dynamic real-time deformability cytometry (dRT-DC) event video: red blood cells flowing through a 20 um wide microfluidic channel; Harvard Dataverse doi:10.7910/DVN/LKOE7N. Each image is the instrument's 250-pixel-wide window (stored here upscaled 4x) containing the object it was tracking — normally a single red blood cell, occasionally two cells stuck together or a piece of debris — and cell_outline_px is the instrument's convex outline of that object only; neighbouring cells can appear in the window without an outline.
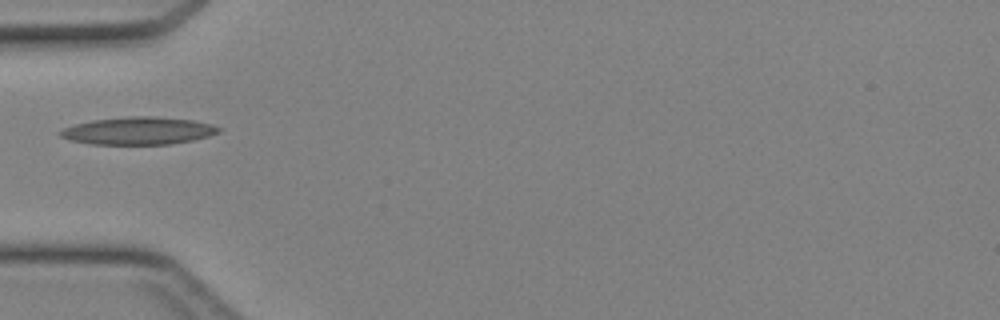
{"species": "Egyptian fruit bat (a non-hibernating species)", "species_latin": "Rousettus aegyptiacus", "temperature_condition": "cold", "stored_images_in_passage": 31, "camera_frame_rate_fps": 3000, "um_per_image_px": 0.085, "animal": {"sex": "female"}, "frame": {"image": 1, "passage_image": 1, "time_ms": 0.0, "image_size_px": [1000, 320], "cell_outline_px": [[220, 132], [208, 136], [192, 140], [172, 144], [88, 144], [68, 140], [60, 136], [60, 132], [64, 128], [76, 124], [92, 120], [132, 116], [152, 116], [192, 120], [212, 124], [220, 128]], "centroid_in_image_um": [11.75, 11.12], "position_along_channel_um": 73.2, "area_um2": 25.32}}
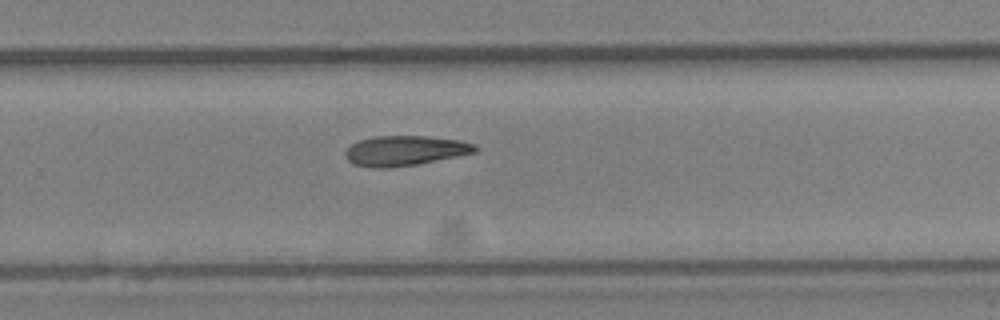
{"frame": {"image": 2, "passage_image": 16, "time_ms": 5.0, "image_size_px": [1000, 320], "cell_outline_px": [[480, 148], [476, 152], [416, 164], [388, 168], [376, 168], [352, 164], [344, 156], [344, 152], [352, 144], [360, 140], [376, 136], [424, 136], [460, 140], [476, 144]], "centroid_in_image_um": [34.42, 12.8], "position_along_channel_um": 295.4, "area_um2": 22.6}}
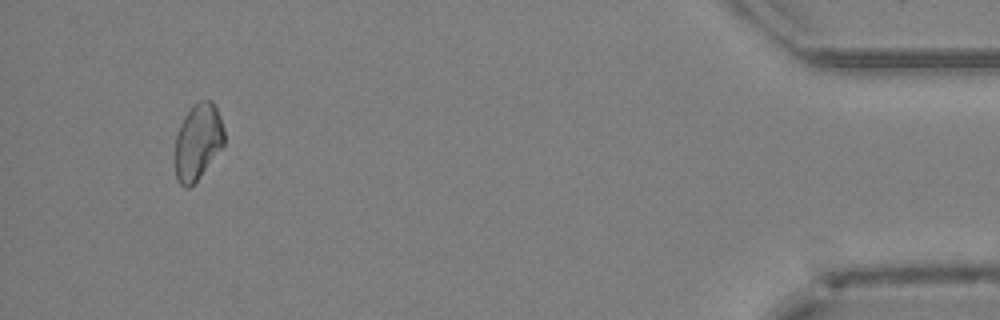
{"frame": {"image": 3, "passage_image": 29, "time_ms": 9.333, "image_size_px": [1000, 320], "cell_outline_px": [[224, 144], [200, 176], [188, 188], [184, 188], [176, 180], [176, 136], [180, 124], [184, 116], [200, 100], [212, 100], [220, 116], [224, 128]], "centroid_in_image_um": [16.82, 12.04], "position_along_channel_um": 418.4, "area_um2": 21.44}}